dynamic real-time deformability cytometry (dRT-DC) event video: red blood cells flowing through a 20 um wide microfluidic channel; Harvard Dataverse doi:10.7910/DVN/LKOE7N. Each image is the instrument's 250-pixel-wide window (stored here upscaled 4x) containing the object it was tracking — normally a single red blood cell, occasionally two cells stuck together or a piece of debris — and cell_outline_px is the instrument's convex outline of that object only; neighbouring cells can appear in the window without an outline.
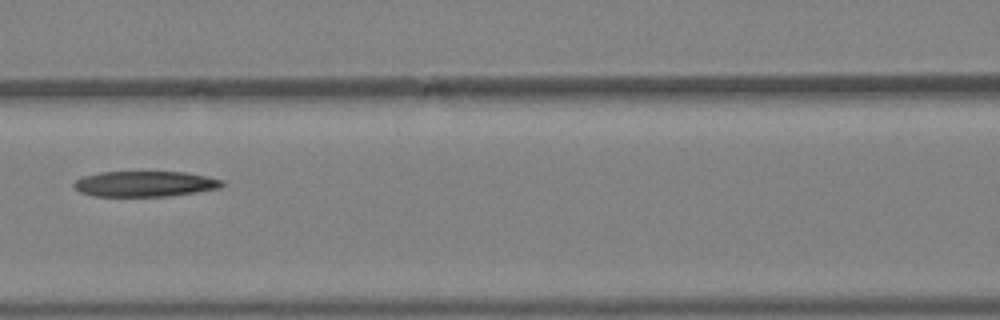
{"species": "Egyptian fruit bat (a non-hibernating species)", "species_latin": "Rousettus aegyptiacus", "temperature_condition": "warm", "stored_images_in_passage": 5, "camera_frame_rate_fps": 3000, "um_per_image_px": 0.085, "animal": {"sex": "female"}, "frame": {"image": 1, "passage_image": 5, "time_ms": 1.333, "image_size_px": [1000, 320], "cell_outline_px": [[224, 184], [220, 188], [196, 192], [164, 196], [92, 196], [80, 192], [72, 184], [76, 180], [84, 176], [100, 172], [184, 172], [208, 176], [224, 180]], "centroid_in_image_um": [12.33, 15.62], "position_along_channel_um": 154.3, "area_um2": 22.02}}